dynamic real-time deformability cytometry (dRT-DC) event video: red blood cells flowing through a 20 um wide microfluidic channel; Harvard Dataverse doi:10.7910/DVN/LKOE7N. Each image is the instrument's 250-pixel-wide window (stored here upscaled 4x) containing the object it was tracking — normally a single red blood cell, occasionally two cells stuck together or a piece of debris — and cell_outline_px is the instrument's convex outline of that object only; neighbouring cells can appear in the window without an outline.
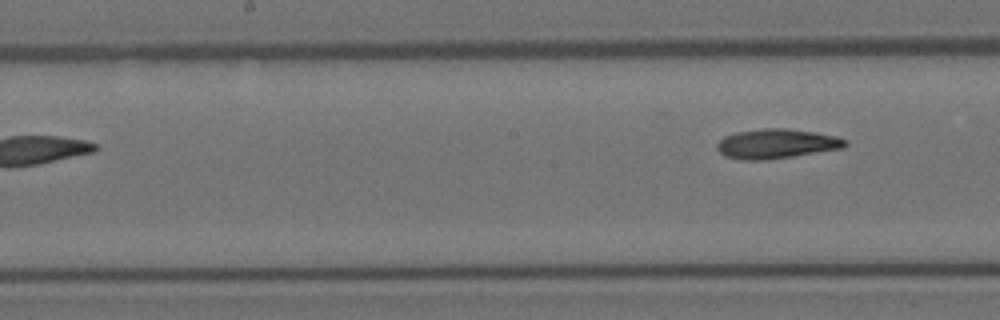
{"species": "Egyptian fruit bat (a non-hibernating species)", "species_latin": "Rousettus aegyptiacus", "temperature_condition": "room temperature", "stored_images_in_passage": 8, "camera_frame_rate_fps": 3000, "um_per_image_px": 0.085, "animal": {"sex": "female"}, "frame": {"image": 1, "passage_image": 8, "time_ms": 2.333, "image_size_px": [1000, 320], "cell_outline_px": [[848, 144], [844, 148], [792, 156], [764, 160], [740, 160], [724, 156], [716, 148], [716, 144], [724, 136], [736, 132], [764, 128], [788, 128], [816, 132], [836, 136], [848, 140]], "centroid_in_image_um": [66.0, 12.21], "position_along_channel_um": 182.2, "area_um2": 22.25}}